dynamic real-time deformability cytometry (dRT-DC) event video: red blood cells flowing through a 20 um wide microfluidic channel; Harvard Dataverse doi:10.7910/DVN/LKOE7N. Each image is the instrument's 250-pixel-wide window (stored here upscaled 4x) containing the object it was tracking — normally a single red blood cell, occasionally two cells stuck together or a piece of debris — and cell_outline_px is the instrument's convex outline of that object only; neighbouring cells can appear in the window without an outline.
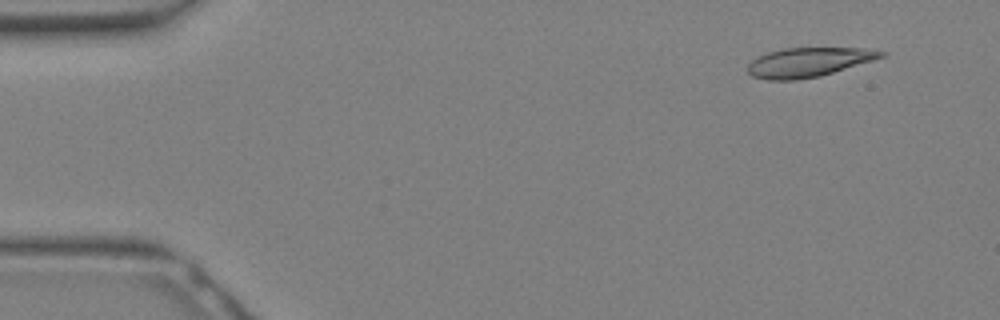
{"species": "Egyptian fruit bat (a non-hibernating species)", "species_latin": "Rousettus aegyptiacus", "temperature_condition": "warm", "stored_images_in_passage": 12, "camera_frame_rate_fps": 3000, "um_per_image_px": 0.085, "animal": {"sex": "female"}, "frame": {"image": 1, "passage_image": 3, "time_ms": 0.667, "image_size_px": [1000, 320], "cell_outline_px": [[888, 52], [884, 56], [872, 60], [820, 76], [796, 80], [768, 80], [752, 76], [748, 72], [748, 64], [752, 60], [768, 52], [784, 48], [864, 48]], "centroid_in_image_um": [68.7, 5.29], "position_along_channel_um": 16.3, "area_um2": 22.54}}
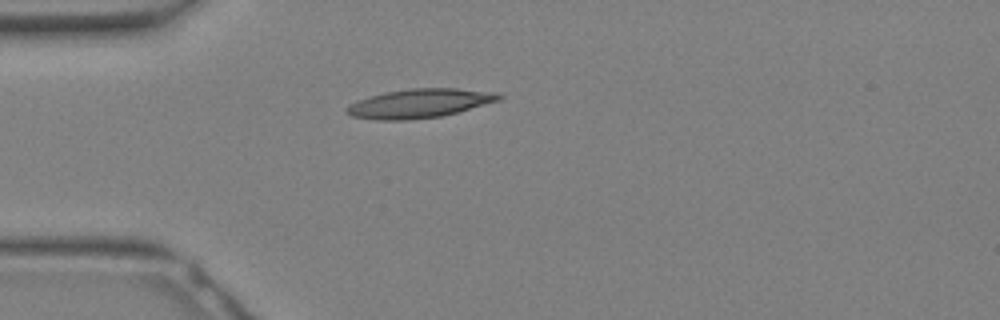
{"frame": {"image": 2, "passage_image": 9, "time_ms": 2.667, "image_size_px": [1000, 320], "cell_outline_px": [[504, 96], [500, 100], [456, 112], [440, 116], [408, 120], [376, 120], [352, 116], [344, 112], [344, 108], [348, 104], [356, 100], [368, 96], [384, 92], [412, 88], [456, 88], [500, 92]], "centroid_in_image_um": [35.62, 8.78], "position_along_channel_um": 49.4, "area_um2": 25.95}}
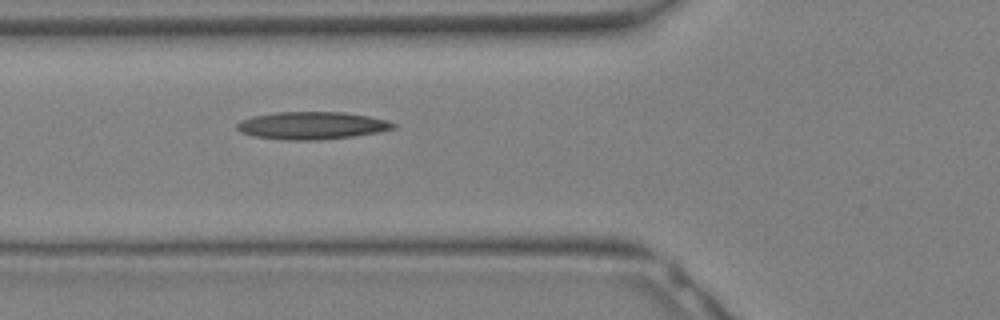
{"frame": {"image": 3, "passage_image": 12, "time_ms": 3.667, "image_size_px": [1000, 320], "cell_outline_px": [[396, 128], [376, 132], [352, 136], [320, 140], [284, 140], [252, 136], [240, 132], [236, 128], [236, 124], [240, 120], [252, 116], [276, 112], [340, 112], [368, 116], [384, 120], [396, 124]], "centroid_in_image_um": [26.43, 10.67], "position_along_channel_um": 99.4, "area_um2": 25.03}}